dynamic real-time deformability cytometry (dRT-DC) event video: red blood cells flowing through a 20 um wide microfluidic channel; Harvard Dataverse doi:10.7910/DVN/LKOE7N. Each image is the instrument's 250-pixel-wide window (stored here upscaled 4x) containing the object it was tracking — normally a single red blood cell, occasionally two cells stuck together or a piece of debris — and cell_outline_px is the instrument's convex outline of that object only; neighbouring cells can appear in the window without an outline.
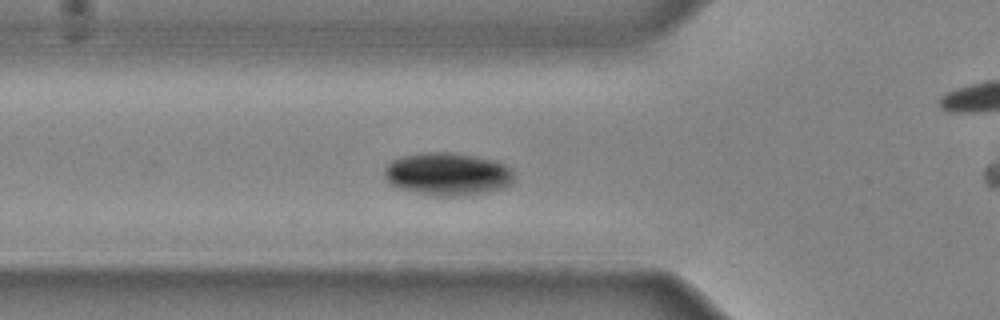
{"species": "common noctule bat (a hibernating species)", "species_latin": "Nyctalus noctula", "temperature_condition": "cold", "stored_images_in_passage": 11, "camera_frame_rate_fps": 3000, "um_per_image_px": 0.085, "animal": {"sex": "male", "body_mass_g": 20.4}, "frame": {"image": 1, "passage_image": 10, "time_ms": 3.0, "image_size_px": [1000, 320], "cell_outline_px": [[512, 184], [500, 188], [484, 192], [464, 196], [440, 196], [416, 192], [400, 188], [388, 184], [384, 176], [384, 168], [392, 160], [400, 156], [424, 152], [448, 152], [496, 160], [512, 168]], "centroid_in_image_um": [38.01, 14.79], "position_along_channel_um": 87.8, "area_um2": 32.31}}